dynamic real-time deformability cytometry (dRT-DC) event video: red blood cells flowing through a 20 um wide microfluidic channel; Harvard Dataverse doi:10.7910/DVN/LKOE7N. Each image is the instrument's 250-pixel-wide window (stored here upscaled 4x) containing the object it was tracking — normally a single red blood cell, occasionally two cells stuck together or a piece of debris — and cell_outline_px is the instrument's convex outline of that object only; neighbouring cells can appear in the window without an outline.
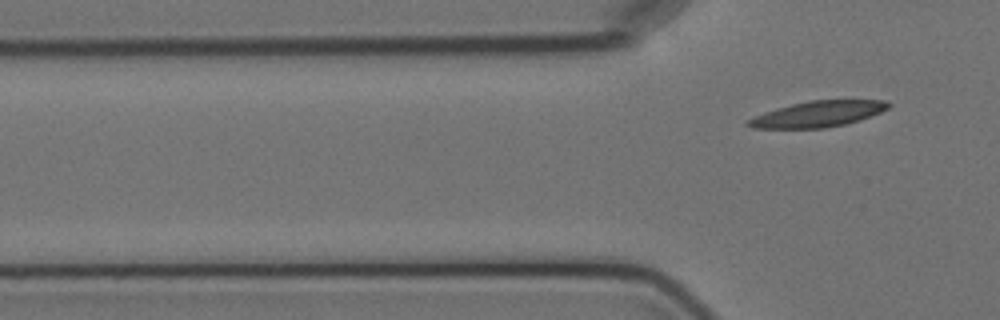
{"species": "Egyptian fruit bat (a non-hibernating species)", "species_latin": "Rousettus aegyptiacus", "temperature_condition": "cold", "stored_images_in_passage": 3, "camera_frame_rate_fps": 3000, "um_per_image_px": 0.085, "animal": {"sex": "female"}, "frame": {"image": 1, "passage_image": 3, "time_ms": 3.333, "image_size_px": [1000, 320], "cell_outline_px": [[892, 104], [888, 108], [880, 112], [860, 120], [844, 124], [824, 128], [752, 128], [744, 124], [744, 120], [764, 112], [792, 104], [808, 100], [884, 100]], "centroid_in_image_um": [69.48, 9.69], "position_along_channel_um": 56.3, "area_um2": 21.15}}